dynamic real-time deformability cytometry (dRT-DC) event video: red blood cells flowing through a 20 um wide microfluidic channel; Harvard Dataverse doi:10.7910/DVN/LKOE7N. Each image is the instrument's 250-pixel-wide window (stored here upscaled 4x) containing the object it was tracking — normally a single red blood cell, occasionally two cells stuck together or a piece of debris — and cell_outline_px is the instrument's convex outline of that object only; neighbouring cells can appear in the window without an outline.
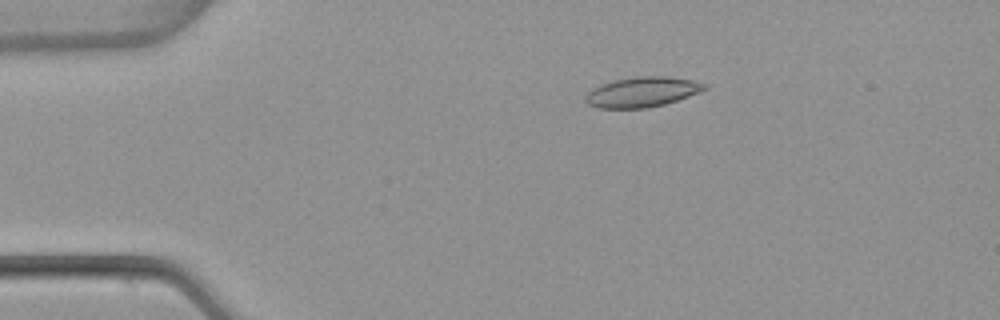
{"species": "common noctule bat (a hibernating species)", "species_latin": "Nyctalus noctula", "temperature_condition": "warm", "stored_images_in_passage": 4, "camera_frame_rate_fps": 3000, "um_per_image_px": 0.085, "animal": {"sex": "female", "body_mass_g": 22.7, "forearm_length_mm": 54.2}, "frame": {"image": 1, "passage_image": 3, "time_ms": 0.667, "image_size_px": [1000, 320], "cell_outline_px": [[708, 88], [700, 92], [664, 104], [648, 108], [600, 108], [588, 104], [584, 100], [588, 92], [592, 88], [600, 84], [616, 80], [636, 76], [664, 76], [692, 80], [704, 84]], "centroid_in_image_um": [54.56, 7.82], "position_along_channel_um": 30.4, "area_um2": 20.69}}